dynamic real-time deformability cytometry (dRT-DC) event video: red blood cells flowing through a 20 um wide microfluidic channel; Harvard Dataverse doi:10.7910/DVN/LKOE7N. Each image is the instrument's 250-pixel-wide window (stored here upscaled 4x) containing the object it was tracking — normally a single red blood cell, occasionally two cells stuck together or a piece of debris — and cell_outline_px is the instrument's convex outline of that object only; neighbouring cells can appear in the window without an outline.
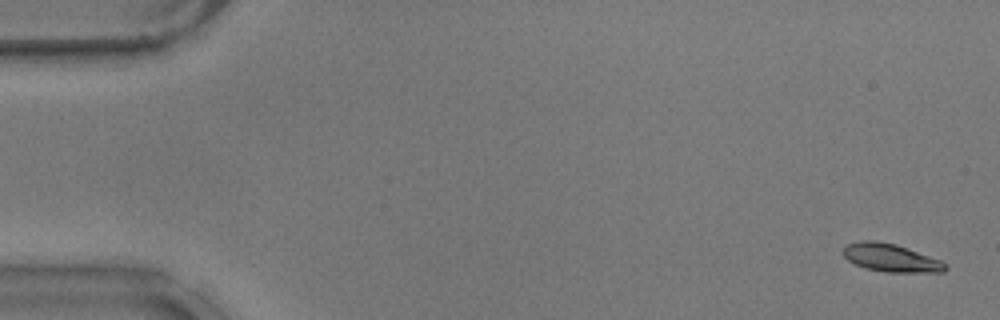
{"species": "common noctule bat (a hibernating species)", "species_latin": "Nyctalus noctula", "temperature_condition": "warm", "stored_images_in_passage": 54, "camera_frame_rate_fps": 3000, "um_per_image_px": 0.085, "animal": {"sex": "male", "body_mass_g": 17.9}, "frame": {"image": 1, "passage_image": 1, "time_ms": 0.0, "image_size_px": [1000, 320], "cell_outline_px": [[948, 268], [944, 272], [884, 272], [868, 268], [856, 264], [848, 260], [844, 256], [844, 248], [848, 244], [860, 240], [876, 240], [896, 244], [940, 260], [948, 264]], "centroid_in_image_um": [75.75, 21.91], "position_along_channel_um": 9.2, "area_um2": 16.53}}
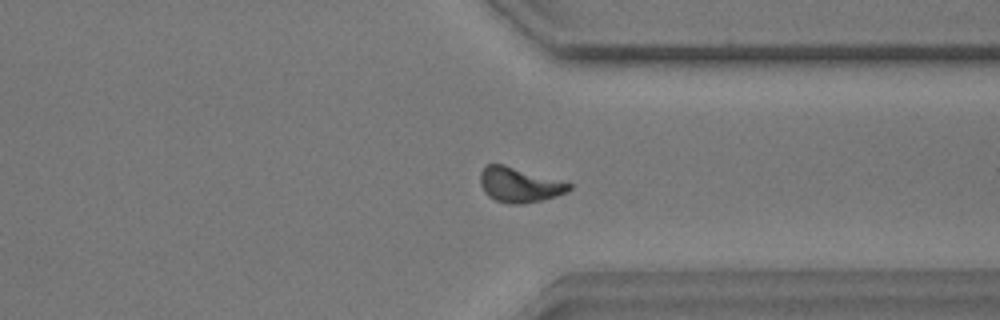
{"frame": {"image": 2, "passage_image": 41, "time_ms": 13.333, "image_size_px": [1000, 320], "cell_outline_px": [[572, 188], [568, 192], [544, 200], [520, 204], [508, 204], [496, 200], [488, 196], [484, 192], [480, 184], [480, 172], [488, 164], [504, 164], [572, 184]], "centroid_in_image_um": [44.14, 15.72], "position_along_channel_um": 367.3, "area_um2": 18.03}}
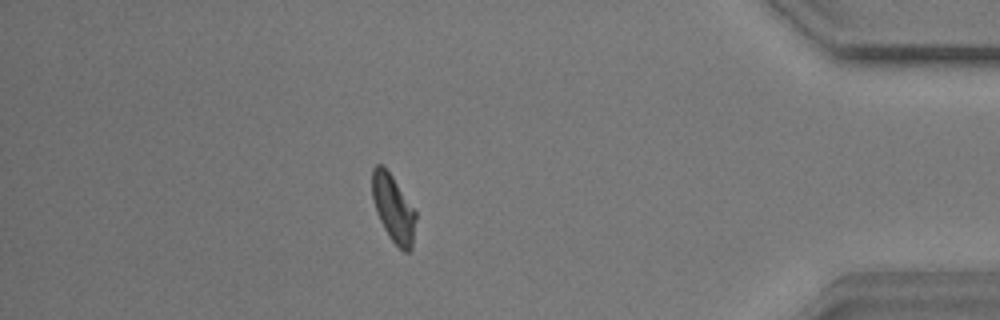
{"frame": {"image": 3, "passage_image": 47, "time_ms": 15.333, "image_size_px": [1000, 320], "cell_outline_px": [[416, 220], [412, 248], [408, 252], [404, 252], [388, 236], [376, 212], [372, 200], [372, 168], [376, 164], [380, 164], [392, 176], [416, 212]], "centroid_in_image_um": [33.42, 17.73], "position_along_channel_um": 401.8, "area_um2": 16.94}, "authors_computed_cell_mechanics": {"area_um2": 17.1088, "velocity_mm_per_s": 3.7174, "shape_relaxation_time_tau1_ms": 4.7886, "shape_relaxation_time_tau2_ms": 2.6281, "deformation_change_tau1": 0.1456, "deformation_change_tau2": 0.0722}}